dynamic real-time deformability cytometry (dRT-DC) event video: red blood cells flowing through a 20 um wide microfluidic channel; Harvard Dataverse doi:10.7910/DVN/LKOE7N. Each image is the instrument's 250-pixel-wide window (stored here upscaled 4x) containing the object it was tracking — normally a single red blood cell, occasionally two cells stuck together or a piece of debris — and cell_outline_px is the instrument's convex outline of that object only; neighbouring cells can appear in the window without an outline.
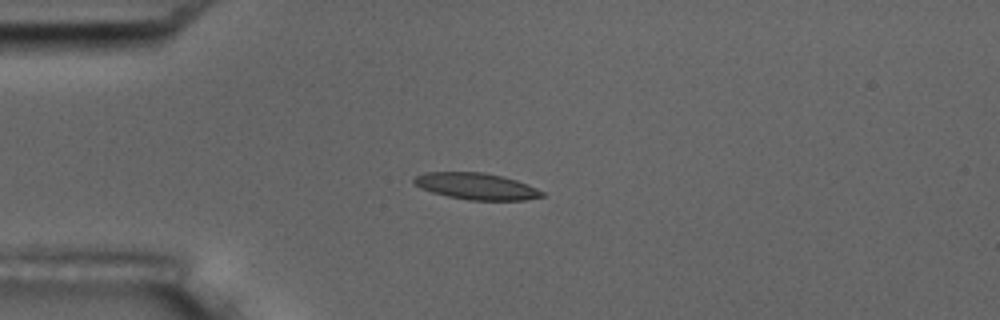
{"species": "common noctule bat (a hibernating species)", "species_latin": "Nyctalus noctula", "temperature_condition": "room temperature", "stored_images_in_passage": 4, "camera_frame_rate_fps": 3000, "um_per_image_px": 0.085, "animal": {"sex": "male", "body_mass_g": 17.5, "forearm_length_mm": 52.3}, "frame": {"image": 1, "passage_image": 3, "time_ms": 2.333, "image_size_px": [1000, 320], "cell_outline_px": [[544, 196], [524, 200], [468, 200], [448, 196], [432, 192], [420, 188], [412, 184], [412, 180], [416, 176], [424, 172], [484, 172], [504, 176], [516, 180], [536, 188], [544, 192]], "centroid_in_image_um": [40.45, 15.82], "position_along_channel_um": 44.5, "area_um2": 19.88}}